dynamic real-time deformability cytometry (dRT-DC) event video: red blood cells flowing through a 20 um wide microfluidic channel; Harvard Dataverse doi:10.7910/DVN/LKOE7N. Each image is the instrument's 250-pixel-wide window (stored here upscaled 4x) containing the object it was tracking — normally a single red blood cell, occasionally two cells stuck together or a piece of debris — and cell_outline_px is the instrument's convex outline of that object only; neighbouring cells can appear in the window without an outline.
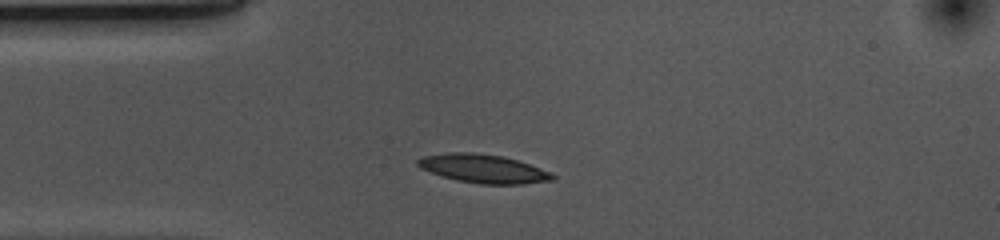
{"species": "common noctule bat (a hibernating species)", "species_latin": "Nyctalus noctula", "temperature_condition": "cold", "stored_images_in_passage": 31, "camera_frame_rate_fps": 3000, "um_per_image_px": 0.085, "animal": {"sex": "female", "body_mass_g": 10.0, "forearm_length_mm": 53.1}, "frame": {"image": 1, "passage_image": 1, "time_ms": 0.0, "image_size_px": [1000, 240], "cell_outline_px": [[556, 180], [524, 184], [480, 184], [456, 180], [420, 168], [416, 164], [416, 160], [424, 156], [448, 152], [472, 152], [504, 156], [552, 172], [556, 176]], "centroid_in_image_um": [41.11, 14.34], "position_along_channel_um": 43.9, "area_um2": 22.48}}
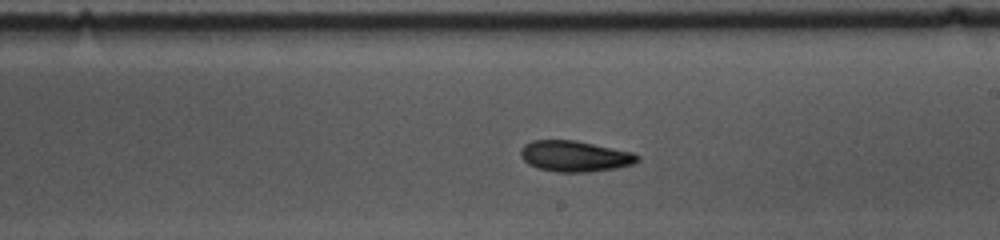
{"frame": {"image": 2, "passage_image": 18, "time_ms": 5.667, "image_size_px": [1000, 240], "cell_outline_px": [[640, 160], [636, 164], [616, 168], [588, 172], [556, 172], [536, 168], [528, 164], [520, 156], [520, 148], [524, 144], [532, 140], [576, 140], [636, 152], [640, 156]], "centroid_in_image_um": [48.9, 13.27], "position_along_channel_um": 240.1, "area_um2": 21.56}}
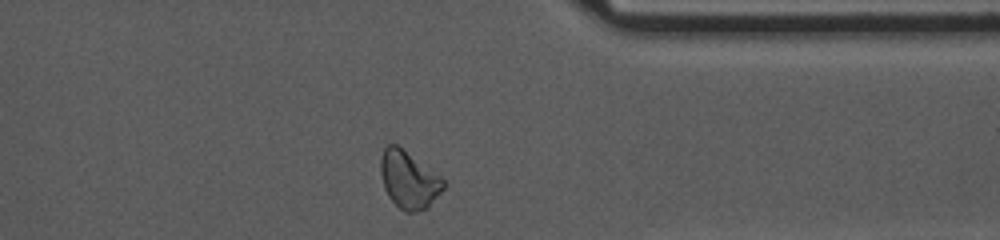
{"frame": {"image": 3, "passage_image": 30, "time_ms": 9.667, "image_size_px": [1000, 240], "cell_outline_px": [[444, 188], [428, 208], [416, 212], [404, 212], [388, 196], [384, 188], [380, 172], [380, 156], [384, 148], [388, 144], [396, 144], [440, 176], [444, 180]], "centroid_in_image_um": [34.72, 15.29], "position_along_channel_um": 376.7, "area_um2": 20.87}, "authors_computed_cell_mechanics": {"area_um2": 20.9814, "velocity_mm_per_s": 3.6679, "shape_relaxation_time_tau1_ms": 7.0218, "shape_relaxation_time_tau2_ms": 9.5383, "deformation_change_tau1": 0.1453, "deformation_change_tau2": 0.1666}}